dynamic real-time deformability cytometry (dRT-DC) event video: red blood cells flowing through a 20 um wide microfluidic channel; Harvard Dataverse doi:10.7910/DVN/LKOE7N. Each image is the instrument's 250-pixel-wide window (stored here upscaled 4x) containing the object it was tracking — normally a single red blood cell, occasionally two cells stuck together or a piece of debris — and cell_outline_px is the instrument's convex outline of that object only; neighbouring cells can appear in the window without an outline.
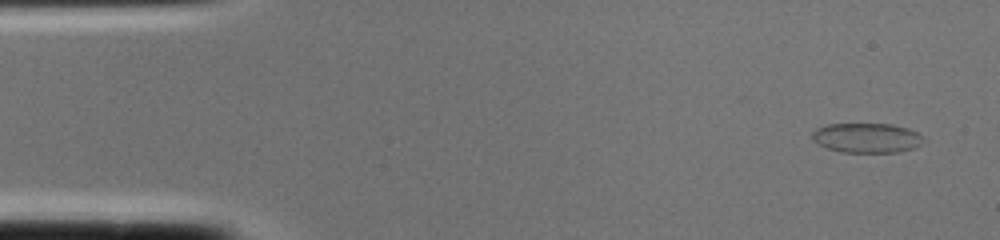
{"species": "common noctule bat (a hibernating species)", "species_latin": "Nyctalus noctula", "temperature_condition": "cold", "stored_images_in_passage": 2, "camera_frame_rate_fps": 3000, "um_per_image_px": 0.085, "animal": {"sex": "female", "body_mass_g": 22.0, "forearm_length_mm": 56.7}, "frame": {"image": 1, "passage_image": 1, "time_ms": 0.0, "image_size_px": [1000, 240], "cell_outline_px": [[928, 140], [912, 148], [896, 152], [840, 152], [816, 144], [812, 140], [812, 132], [816, 128], [828, 124], [892, 124], [908, 128], [924, 136]], "centroid_in_image_um": [73.67, 11.71], "position_along_channel_um": 11.3, "area_um2": 19.42}}
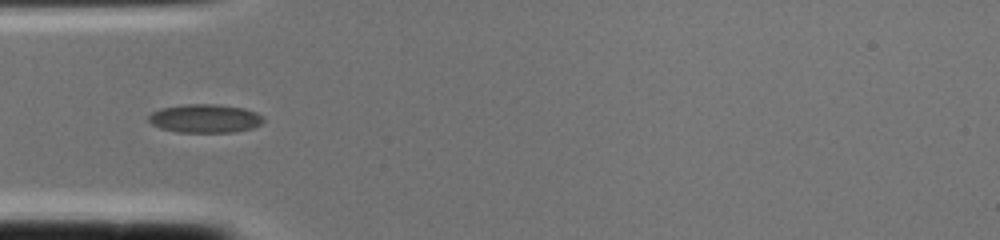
{"frame": {"image": 2, "passage_image": 2, "time_ms": 0.333, "image_size_px": [1000, 240], "cell_outline_px": [[264, 120], [260, 124], [252, 128], [236, 132], [176, 132], [160, 128], [152, 124], [148, 120], [148, 116], [152, 112], [160, 108], [184, 104], [216, 104], [244, 108], [256, 112], [264, 116]], "centroid_in_image_um": [17.42, 10.07], "position_along_channel_um": 67.6, "area_um2": 19.25}}